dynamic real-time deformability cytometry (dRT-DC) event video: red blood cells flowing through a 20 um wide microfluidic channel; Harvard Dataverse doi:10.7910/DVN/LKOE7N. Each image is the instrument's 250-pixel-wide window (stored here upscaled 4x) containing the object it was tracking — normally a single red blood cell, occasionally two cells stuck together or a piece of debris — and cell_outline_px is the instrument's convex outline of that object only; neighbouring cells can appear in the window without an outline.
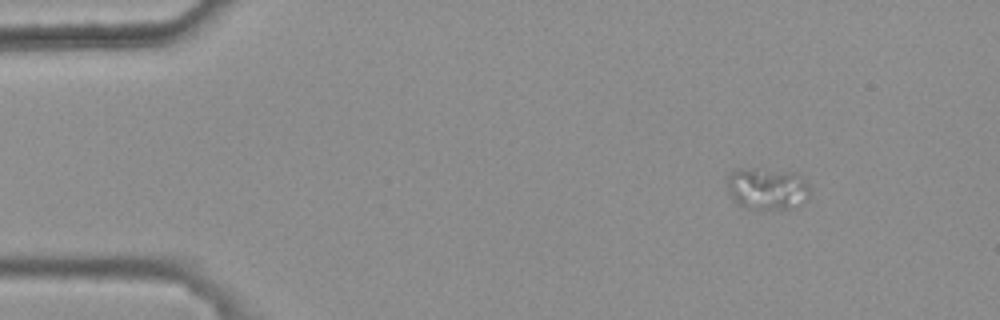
{"species": "common noctule bat (a hibernating species)", "species_latin": "Nyctalus noctula", "temperature_condition": "warm", "stored_images_in_passage": 3, "camera_frame_rate_fps": 3000, "um_per_image_px": 0.085, "animal": {"sex": "female", "body_mass_g": 25.1}, "frame": {"image": 1, "passage_image": 1, "time_ms": 0.0, "image_size_px": [1000, 320], "cell_outline_px": [[812, 188], [808, 196], [788, 208], [756, 208], [736, 204], [728, 188], [728, 176], [732, 172], [740, 168], [756, 168], [792, 172], [804, 180]], "centroid_in_image_um": [65.19, 15.99], "position_along_channel_um": 19.8, "area_um2": 19.54}}